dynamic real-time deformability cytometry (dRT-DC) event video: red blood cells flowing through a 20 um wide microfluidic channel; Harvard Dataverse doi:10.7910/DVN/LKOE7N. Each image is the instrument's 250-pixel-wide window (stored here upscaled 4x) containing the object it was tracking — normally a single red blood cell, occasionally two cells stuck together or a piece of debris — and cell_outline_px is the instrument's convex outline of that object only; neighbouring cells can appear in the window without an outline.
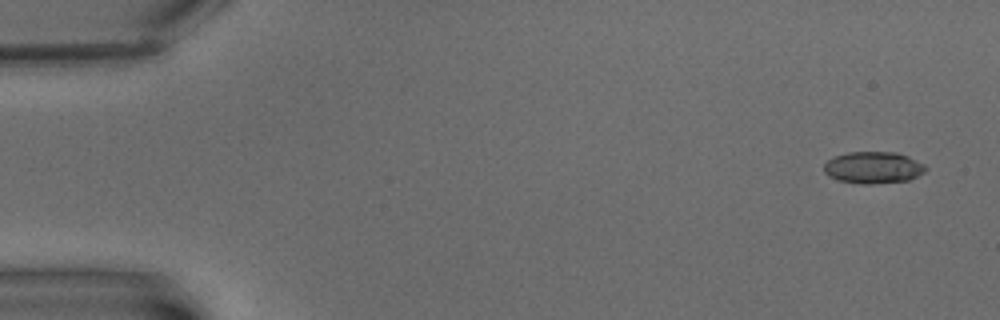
{"species": "common noctule bat (a hibernating species)", "species_latin": "Nyctalus noctula", "temperature_condition": "warm", "stored_images_in_passage": 7, "camera_frame_rate_fps": 3000, "um_per_image_px": 0.085, "animal": {"sex": "male", "body_mass_g": 15.6}, "frame": {"image": 1, "passage_image": 1, "time_ms": 0.0, "image_size_px": [1000, 320], "cell_outline_px": [[928, 168], [924, 172], [908, 180], [872, 184], [864, 184], [836, 180], [828, 176], [824, 172], [824, 164], [832, 156], [848, 152], [896, 152], [908, 156], [924, 164]], "centroid_in_image_um": [74.2, 14.24], "position_along_channel_um": 10.8, "area_um2": 18.96}}
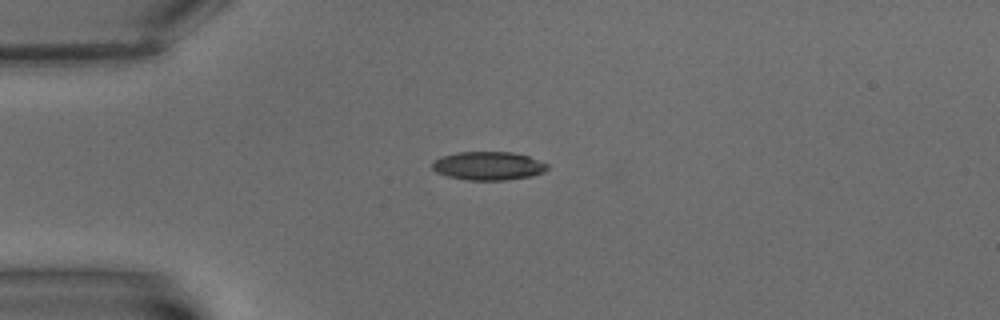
{"frame": {"image": 2, "passage_image": 5, "time_ms": 4.667, "image_size_px": [1000, 320], "cell_outline_px": [[548, 168], [544, 172], [532, 176], [504, 180], [468, 180], [448, 176], [436, 172], [432, 168], [432, 160], [440, 156], [456, 152], [512, 152], [528, 156], [548, 164]], "centroid_in_image_um": [41.48, 14.09], "position_along_channel_um": 43.5, "area_um2": 19.19}}
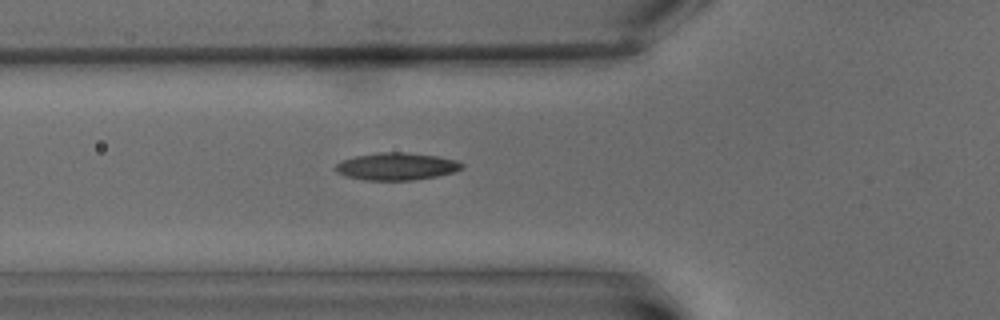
{"frame": {"image": 3, "passage_image": 7, "time_ms": 7.0, "image_size_px": [1000, 320], "cell_outline_px": [[464, 164], [460, 168], [452, 172], [436, 176], [412, 180], [364, 180], [344, 176], [336, 172], [332, 168], [336, 164], [344, 160], [356, 156], [376, 152], [404, 152], [436, 156], [456, 160]], "centroid_in_image_um": [33.63, 14.14], "position_along_channel_um": 92.2, "area_um2": 20.06}}